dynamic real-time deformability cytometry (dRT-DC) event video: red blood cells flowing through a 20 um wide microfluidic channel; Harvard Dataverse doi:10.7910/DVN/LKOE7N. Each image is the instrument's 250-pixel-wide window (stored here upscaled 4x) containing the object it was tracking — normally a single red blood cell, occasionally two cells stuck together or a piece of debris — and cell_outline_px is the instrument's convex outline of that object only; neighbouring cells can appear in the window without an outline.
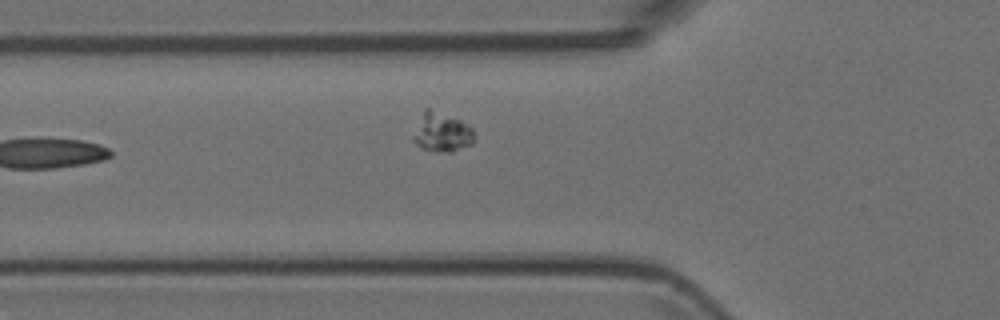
{"species": "Egyptian fruit bat (a non-hibernating species)", "species_latin": "Rousettus aegyptiacus", "temperature_condition": "room temperature", "stored_images_in_passage": 6, "camera_frame_rate_fps": 3000, "um_per_image_px": 0.085, "animal": {"sex": "female"}, "frame": {"image": 1, "passage_image": 6, "time_ms": 1.667, "image_size_px": [1000, 320], "cell_outline_px": [[476, 136], [472, 144], [452, 152], [448, 152], [420, 148], [412, 140], [412, 136], [424, 108], [428, 108], [460, 120], [472, 128]], "centroid_in_image_um": [37.56, 11.25], "position_along_channel_um": 88.2, "area_um2": 13.87}}